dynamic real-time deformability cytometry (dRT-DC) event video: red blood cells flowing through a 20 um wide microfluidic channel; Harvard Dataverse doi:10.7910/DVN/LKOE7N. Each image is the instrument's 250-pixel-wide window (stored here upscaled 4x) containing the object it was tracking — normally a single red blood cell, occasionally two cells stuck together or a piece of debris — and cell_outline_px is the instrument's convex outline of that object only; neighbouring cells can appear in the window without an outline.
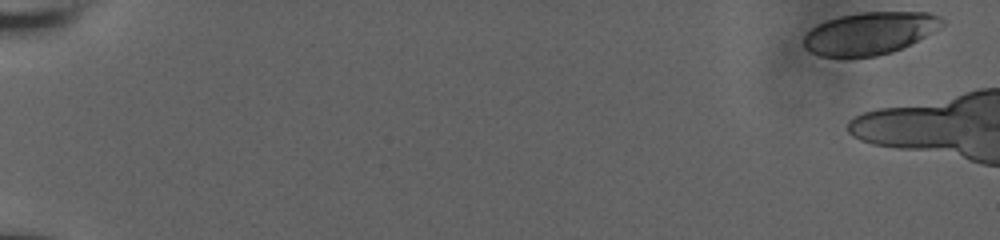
{"species": "human", "species_latin": "Homo sapiens", "temperature_condition": "room temperature", "stored_images_in_passage": 12, "camera_frame_rate_fps": 3000, "um_per_image_px": 0.085, "donor": {"sex": "male"}, "frame": {"image": 1, "passage_image": 1, "time_ms": 0.0, "image_size_px": [1000, 240], "cell_outline_px": [[944, 24], [940, 28], [892, 52], [876, 56], [820, 56], [804, 48], [804, 36], [816, 24], [840, 16], [864, 12], [928, 12], [940, 16], [944, 20]], "centroid_in_image_um": [73.93, 2.81], "position_along_channel_um": 11.1, "area_um2": 33.76}}